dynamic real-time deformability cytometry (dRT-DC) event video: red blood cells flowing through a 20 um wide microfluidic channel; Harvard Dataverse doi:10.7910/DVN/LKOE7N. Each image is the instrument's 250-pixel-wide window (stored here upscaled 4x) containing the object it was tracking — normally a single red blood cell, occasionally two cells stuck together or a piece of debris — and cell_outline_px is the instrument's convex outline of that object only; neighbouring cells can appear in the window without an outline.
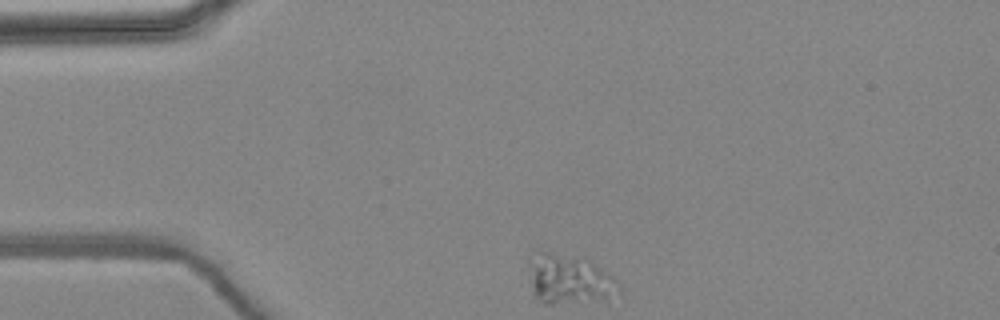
{"species": "common noctule bat (a hibernating species)", "species_latin": "Nyctalus noctula", "temperature_condition": "warm", "stored_images_in_passage": 3, "camera_frame_rate_fps": 3000, "um_per_image_px": 0.085, "animal": {"sex": "female", "body_mass_g": 24.6, "forearm_length_mm": 56.2}, "frame": {"image": 1, "passage_image": 1, "time_ms": 0.0, "image_size_px": [1000, 320], "cell_outline_px": [[620, 284], [604, 296], [552, 304], [544, 304], [536, 300], [532, 296], [528, 280], [528, 260], [544, 252], [548, 252], [588, 260], [600, 268], [616, 280]], "centroid_in_image_um": [48.17, 23.72], "position_along_channel_um": 36.8, "area_um2": 24.62}}
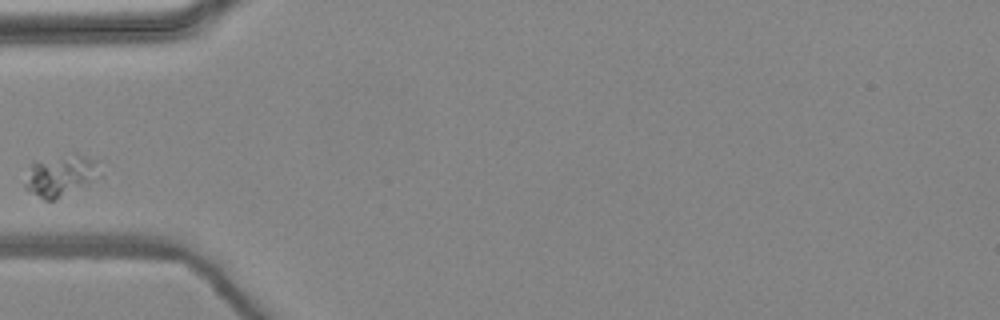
{"frame": {"image": 2, "passage_image": 3, "time_ms": 0.667, "image_size_px": [1000, 320], "cell_outline_px": [[100, 176], [56, 200], [44, 200], [28, 192], [24, 188], [24, 184], [32, 164], [36, 160], [72, 152], [76, 152], [92, 160]], "centroid_in_image_um": [5.07, 14.92], "position_along_channel_um": 79.9, "area_um2": 17.8}}